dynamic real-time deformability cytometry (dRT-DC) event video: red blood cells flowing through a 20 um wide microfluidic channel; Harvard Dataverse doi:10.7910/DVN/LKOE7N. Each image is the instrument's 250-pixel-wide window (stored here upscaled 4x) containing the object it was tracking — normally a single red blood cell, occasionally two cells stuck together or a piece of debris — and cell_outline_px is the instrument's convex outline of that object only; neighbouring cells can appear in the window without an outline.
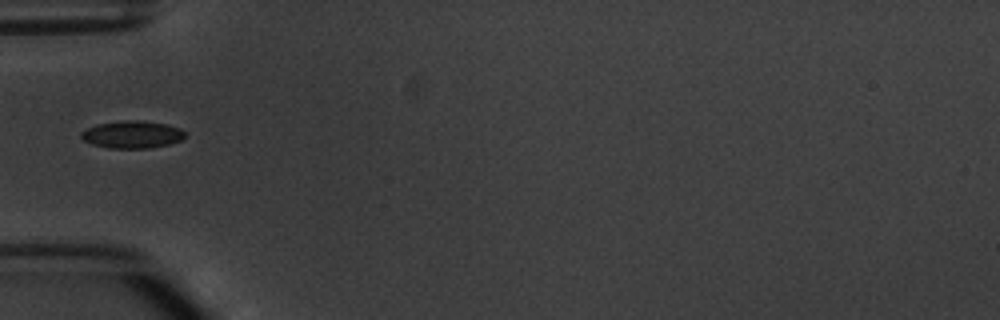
{"species": "common noctule bat (a hibernating species)", "species_latin": "Nyctalus noctula", "temperature_condition": "warm", "stored_images_in_passage": 2, "camera_frame_rate_fps": 3000, "um_per_image_px": 0.085, "animal": {"sex": "male", "body_mass_g": 20.1, "forearm_length_mm": 53.5}, "frame": {"image": 1, "passage_image": 1, "time_ms": 0.0, "image_size_px": [1000, 320], "cell_outline_px": [[184, 136], [180, 140], [168, 144], [152, 148], [108, 148], [92, 144], [84, 140], [80, 136], [80, 132], [96, 124], [124, 120], [136, 120], [168, 124], [180, 128], [184, 132]], "centroid_in_image_um": [11.21, 11.43], "position_along_channel_um": 73.8, "area_um2": 16.53}}